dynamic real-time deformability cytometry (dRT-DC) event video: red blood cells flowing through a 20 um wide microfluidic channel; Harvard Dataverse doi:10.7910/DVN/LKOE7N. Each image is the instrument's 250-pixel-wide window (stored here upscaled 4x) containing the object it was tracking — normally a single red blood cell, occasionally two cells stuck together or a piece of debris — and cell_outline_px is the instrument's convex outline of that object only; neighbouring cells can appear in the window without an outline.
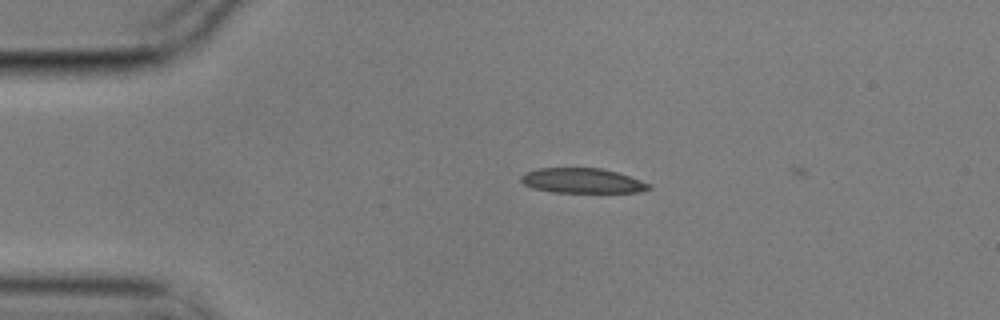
{"species": "common noctule bat (a hibernating species)", "species_latin": "Nyctalus noctula", "temperature_condition": "cold", "stored_images_in_passage": 2, "camera_frame_rate_fps": 3000, "um_per_image_px": 0.085, "animal": {"sex": "male", "body_mass_g": 17.9}, "frame": {"image": 1, "passage_image": 1, "time_ms": 0.0, "image_size_px": [1000, 320], "cell_outline_px": [[652, 188], [640, 192], [552, 192], [532, 188], [524, 184], [520, 180], [520, 176], [524, 172], [540, 168], [600, 168], [616, 172], [652, 184]], "centroid_in_image_um": [49.47, 15.36], "position_along_channel_um": 35.5, "area_um2": 18.55}}